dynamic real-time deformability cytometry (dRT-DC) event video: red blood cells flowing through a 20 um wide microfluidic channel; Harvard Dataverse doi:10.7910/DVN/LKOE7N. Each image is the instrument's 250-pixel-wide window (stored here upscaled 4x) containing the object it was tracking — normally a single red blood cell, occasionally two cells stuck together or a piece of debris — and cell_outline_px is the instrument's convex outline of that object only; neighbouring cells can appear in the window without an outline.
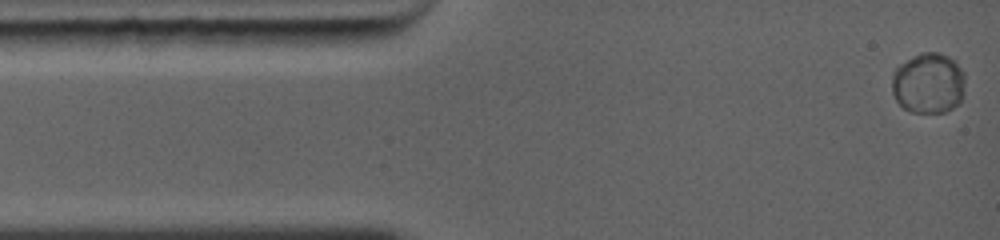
{"species": "common noctule bat (a hibernating species)", "species_latin": "Nyctalus noctula", "temperature_condition": "warm", "stored_images_in_passage": 5, "camera_frame_rate_fps": 5000, "um_per_image_px": 0.085, "animal": {"sex": "female", "body_mass_g": 19.0, "forearm_length_mm": 56.7}, "frame": {"image": 1, "passage_image": 1, "time_ms": 0.0, "image_size_px": [1000, 240], "cell_outline_px": [[964, 84], [960, 100], [952, 108], [944, 112], [908, 112], [896, 100], [892, 92], [892, 72], [900, 64], [912, 56], [920, 52], [936, 52], [948, 56], [956, 60], [964, 72]], "centroid_in_image_um": [78.9, 7.05], "position_along_channel_um": 6.1, "area_um2": 26.01}}